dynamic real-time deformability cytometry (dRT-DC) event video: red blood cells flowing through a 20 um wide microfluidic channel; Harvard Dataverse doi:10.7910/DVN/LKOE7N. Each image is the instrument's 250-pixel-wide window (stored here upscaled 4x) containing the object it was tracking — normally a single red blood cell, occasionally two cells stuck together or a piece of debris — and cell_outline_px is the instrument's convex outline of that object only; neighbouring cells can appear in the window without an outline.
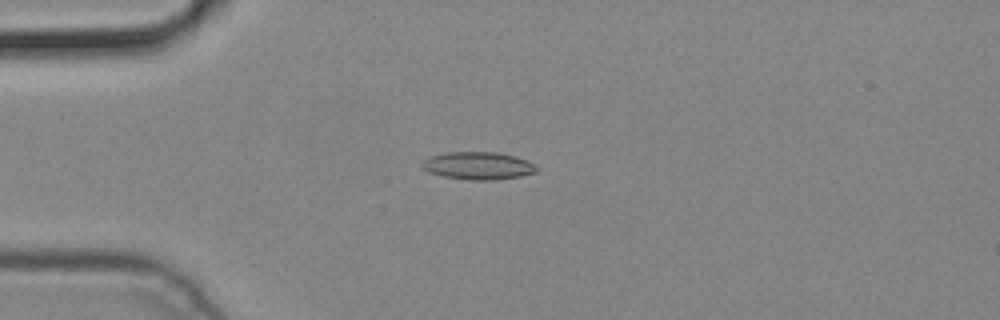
{"species": "common noctule bat (a hibernating species)", "species_latin": "Nyctalus noctula", "temperature_condition": "cold", "stored_images_in_passage": 5, "camera_frame_rate_fps": 3000, "um_per_image_px": 0.085, "animal": {"sex": "male", "body_mass_g": 19.2, "forearm_length_mm": 51.8}, "frame": {"image": 1, "passage_image": 4, "time_ms": 1.0, "image_size_px": [1000, 320], "cell_outline_px": [[536, 172], [520, 176], [496, 180], [472, 180], [444, 176], [432, 172], [424, 168], [420, 164], [424, 160], [432, 156], [444, 152], [496, 152], [516, 156], [528, 160], [536, 168]], "centroid_in_image_um": [40.66, 14.08], "position_along_channel_um": 44.3, "area_um2": 18.21}}